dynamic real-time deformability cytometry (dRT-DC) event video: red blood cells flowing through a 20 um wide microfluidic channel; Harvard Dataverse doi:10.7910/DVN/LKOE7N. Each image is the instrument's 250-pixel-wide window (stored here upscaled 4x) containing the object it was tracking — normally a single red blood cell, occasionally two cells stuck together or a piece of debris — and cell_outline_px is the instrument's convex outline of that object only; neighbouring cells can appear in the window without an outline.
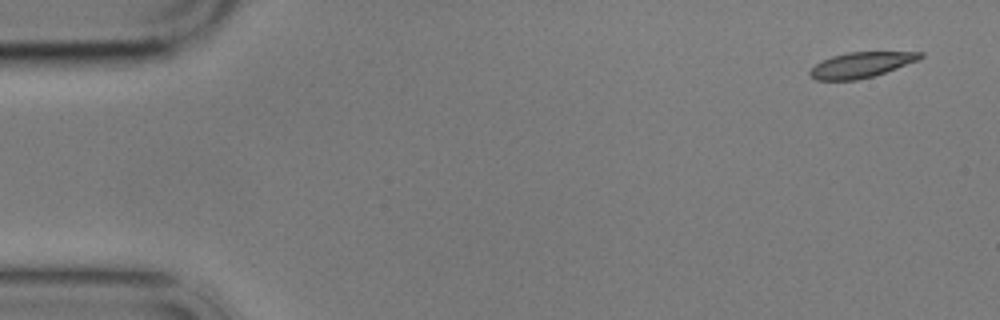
{"species": "common noctule bat (a hibernating species)", "species_latin": "Nyctalus noctula", "temperature_condition": "cold", "stored_images_in_passage": 5, "camera_frame_rate_fps": 3000, "um_per_image_px": 0.085, "animal": {"sex": "male", "body_mass_g": 17.9}, "frame": {"image": 1, "passage_image": 1, "time_ms": 0.0, "image_size_px": [1000, 320], "cell_outline_px": [[924, 56], [920, 60], [872, 76], [856, 80], [816, 80], [808, 72], [816, 64], [832, 56], [848, 52], [924, 52]], "centroid_in_image_um": [73.22, 5.51], "position_along_channel_um": 11.8, "area_um2": 16.13}}
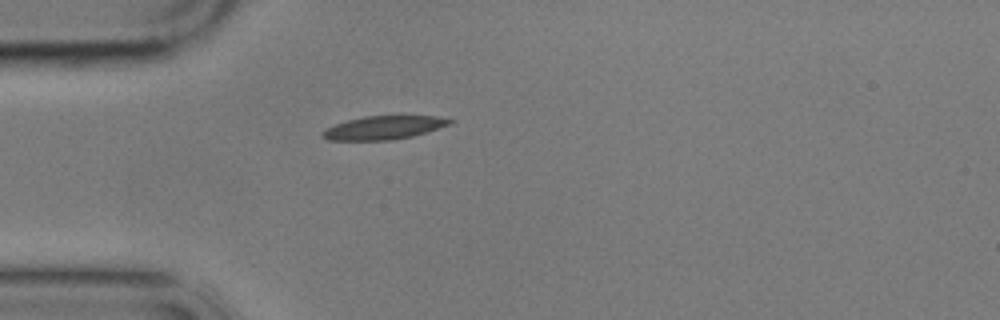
{"frame": {"image": 2, "passage_image": 4, "time_ms": 4.333, "image_size_px": [1000, 320], "cell_outline_px": [[456, 120], [452, 124], [412, 136], [392, 140], [328, 140], [320, 136], [320, 132], [336, 124], [348, 120], [364, 116], [436, 116]], "centroid_in_image_um": [32.63, 10.85], "position_along_channel_um": 52.4, "area_um2": 17.34}}